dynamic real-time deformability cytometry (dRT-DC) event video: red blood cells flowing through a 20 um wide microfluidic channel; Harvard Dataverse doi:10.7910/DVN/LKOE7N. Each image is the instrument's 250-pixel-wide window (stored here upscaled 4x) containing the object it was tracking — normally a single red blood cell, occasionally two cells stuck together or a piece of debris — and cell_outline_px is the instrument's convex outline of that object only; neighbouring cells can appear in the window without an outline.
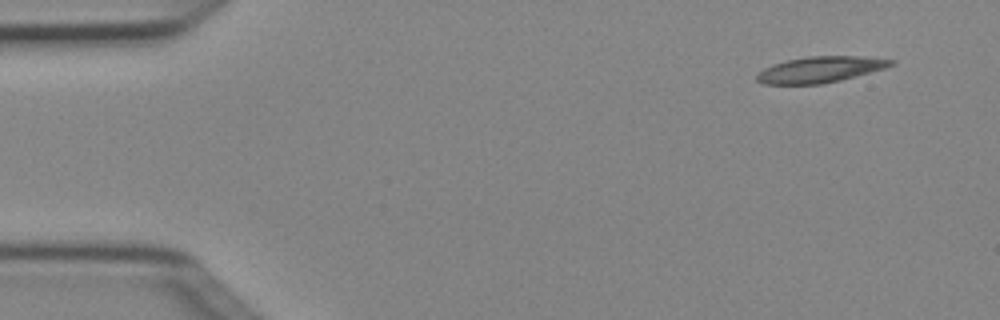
{"species": "Egyptian fruit bat (a non-hibernating species)", "species_latin": "Rousettus aegyptiacus", "temperature_condition": "cold", "stored_images_in_passage": 5, "camera_frame_rate_fps": 3000, "um_per_image_px": 0.085, "animal": {"sex": "female"}, "frame": {"image": 1, "passage_image": 1, "time_ms": 0.0, "image_size_px": [1000, 320], "cell_outline_px": [[896, 64], [884, 68], [840, 80], [820, 84], [764, 84], [756, 80], [756, 76], [764, 68], [772, 64], [788, 60], [808, 56], [856, 56], [896, 60]], "centroid_in_image_um": [69.71, 5.91], "position_along_channel_um": 15.3, "area_um2": 20.11}}
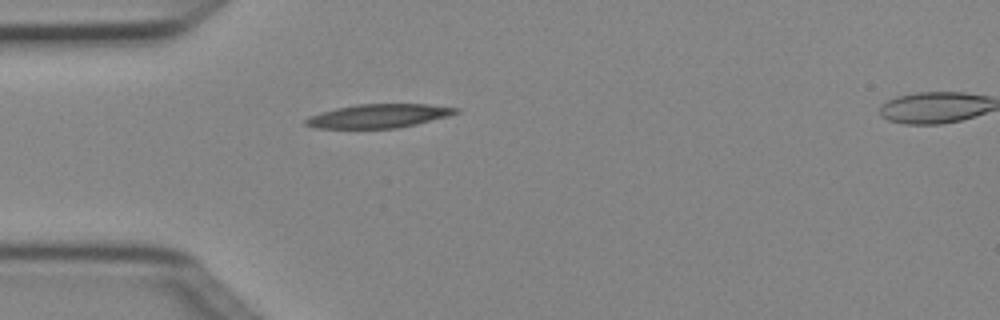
{"frame": {"image": 2, "passage_image": 4, "time_ms": 1.0, "image_size_px": [1000, 320], "cell_outline_px": [[460, 112], [448, 116], [416, 124], [396, 128], [316, 128], [304, 124], [304, 120], [308, 116], [320, 112], [336, 108], [356, 104], [428, 104], [460, 108]], "centroid_in_image_um": [32.18, 9.85], "position_along_channel_um": 52.8, "area_um2": 20.81}}